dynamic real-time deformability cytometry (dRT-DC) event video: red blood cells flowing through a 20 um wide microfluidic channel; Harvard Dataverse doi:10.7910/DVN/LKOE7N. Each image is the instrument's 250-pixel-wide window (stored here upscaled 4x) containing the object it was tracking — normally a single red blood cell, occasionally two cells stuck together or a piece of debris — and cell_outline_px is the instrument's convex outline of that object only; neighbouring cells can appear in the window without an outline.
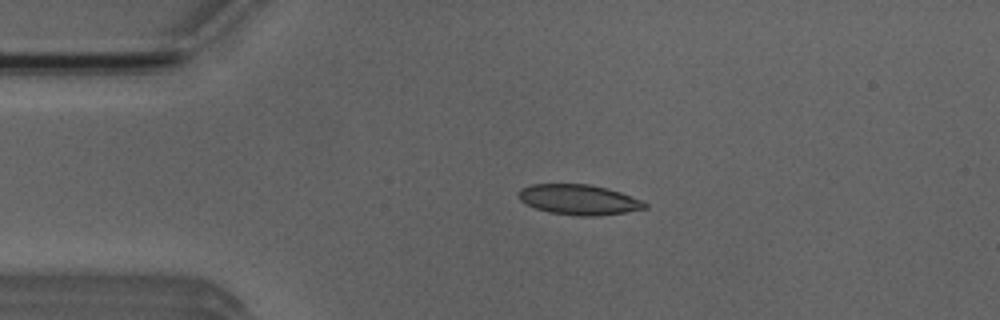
{"species": "Egyptian fruit bat (a non-hibernating species)", "species_latin": "Rousettus aegyptiacus", "temperature_condition": "room temperature", "stored_images_in_passage": 3, "camera_frame_rate_fps": 3000, "um_per_image_px": 0.085, "animal": {"sex": "male"}, "frame": {"image": 1, "passage_image": 2, "time_ms": 1.333, "image_size_px": [1000, 320], "cell_outline_px": [[648, 208], [624, 212], [596, 216], [576, 216], [548, 212], [536, 208], [520, 200], [516, 192], [520, 188], [532, 184], [588, 184], [608, 188], [644, 200], [648, 204]], "centroid_in_image_um": [49.21, 16.96], "position_along_channel_um": 35.8, "area_um2": 22.43}}